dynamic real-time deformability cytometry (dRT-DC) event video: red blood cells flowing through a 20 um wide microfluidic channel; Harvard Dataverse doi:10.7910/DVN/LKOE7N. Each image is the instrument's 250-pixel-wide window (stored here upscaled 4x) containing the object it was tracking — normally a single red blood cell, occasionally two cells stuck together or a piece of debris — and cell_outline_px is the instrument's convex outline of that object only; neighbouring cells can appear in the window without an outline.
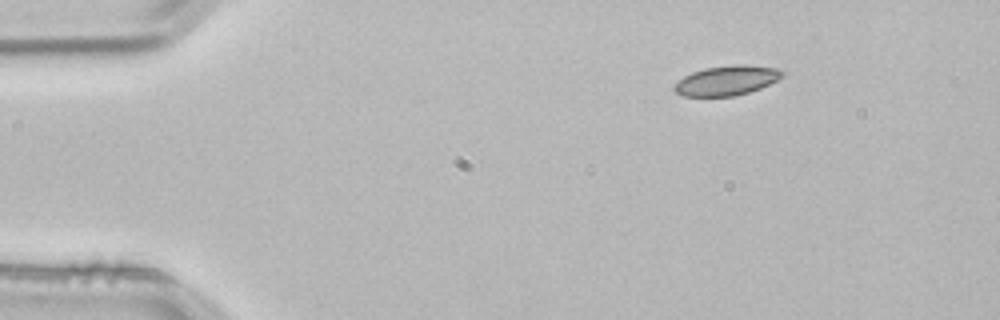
{"species": "common noctule bat (a hibernating species)", "species_latin": "Nyctalus noctula", "temperature_condition": "room temperature", "stored_images_in_passage": 3, "camera_frame_rate_fps": 3000, "um_per_image_px": 0.085, "animal": {"sex": "male", "body_mass_g": 21.5, "forearm_length_mm": 52.0}, "frame": {"image": 1, "passage_image": 3, "time_ms": 0.667, "image_size_px": [1000, 320], "cell_outline_px": [[788, 72], [784, 76], [760, 88], [736, 96], [684, 96], [676, 92], [672, 88], [684, 76], [692, 72], [704, 68], [732, 64], [744, 64], [784, 68]], "centroid_in_image_um": [61.85, 6.81], "position_along_channel_um": 23.1, "area_um2": 18.96}}